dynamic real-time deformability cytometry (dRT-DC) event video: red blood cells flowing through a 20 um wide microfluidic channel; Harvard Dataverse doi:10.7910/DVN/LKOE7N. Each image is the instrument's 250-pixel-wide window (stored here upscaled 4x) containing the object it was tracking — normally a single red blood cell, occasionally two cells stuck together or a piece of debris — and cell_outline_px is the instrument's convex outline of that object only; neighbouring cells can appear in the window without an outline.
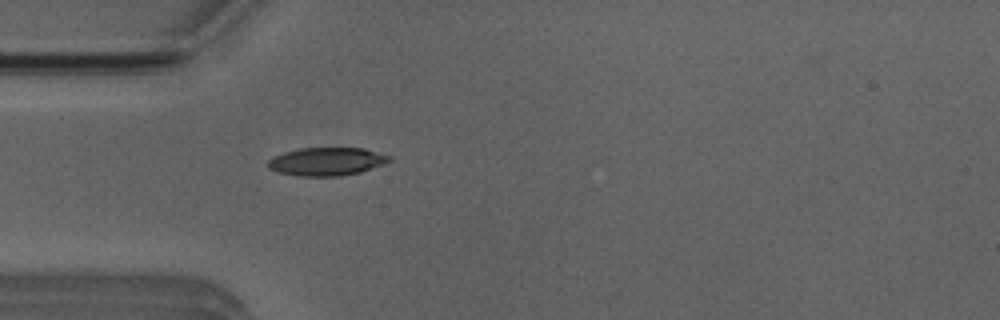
{"species": "Egyptian fruit bat (a non-hibernating species)", "species_latin": "Rousettus aegyptiacus", "temperature_condition": "room temperature", "stored_images_in_passage": 1, "camera_frame_rate_fps": 3000, "um_per_image_px": 0.085, "animal": {"sex": "male"}, "frame": {"image": 1, "passage_image": 1, "time_ms": 0.0, "image_size_px": [1000, 320], "cell_outline_px": [[392, 160], [384, 164], [360, 172], [340, 176], [300, 176], [280, 172], [268, 168], [268, 160], [284, 152], [300, 148], [364, 148], [392, 156]], "centroid_in_image_um": [27.81, 13.72], "position_along_channel_um": 57.2, "area_um2": 19.83}}